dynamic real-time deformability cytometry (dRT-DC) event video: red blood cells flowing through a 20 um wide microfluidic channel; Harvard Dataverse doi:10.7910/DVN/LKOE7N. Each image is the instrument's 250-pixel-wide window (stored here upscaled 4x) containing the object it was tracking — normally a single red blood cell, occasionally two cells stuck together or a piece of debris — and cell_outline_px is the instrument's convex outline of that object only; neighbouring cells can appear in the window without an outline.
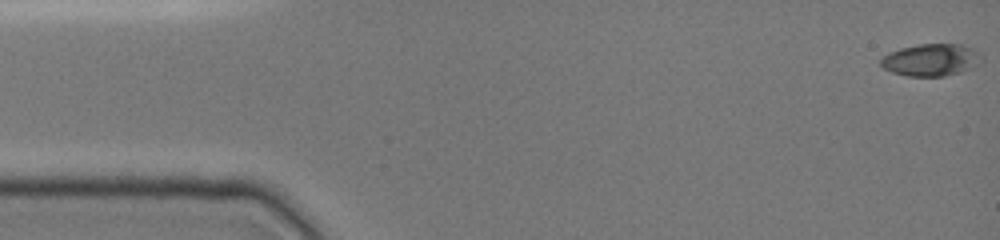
{"species": "common noctule bat (a hibernating species)", "species_latin": "Nyctalus noctula", "temperature_condition": "cold", "stored_images_in_passage": 48, "camera_frame_rate_fps": 3000, "um_per_image_px": 0.085, "animal": {"sex": "female", "body_mass_g": 19.0, "forearm_length_mm": 51.5}, "frame": {"image": 1, "passage_image": 1, "time_ms": 0.0, "image_size_px": [1000, 240], "cell_outline_px": [[984, 60], [980, 64], [972, 68], [960, 72], [944, 76], [908, 76], [892, 72], [884, 68], [880, 64], [880, 60], [888, 52], [900, 48], [920, 44], [960, 44], [972, 48], [984, 56]], "centroid_in_image_um": [79.18, 5.09], "position_along_channel_um": 5.8, "area_um2": 19.07}}
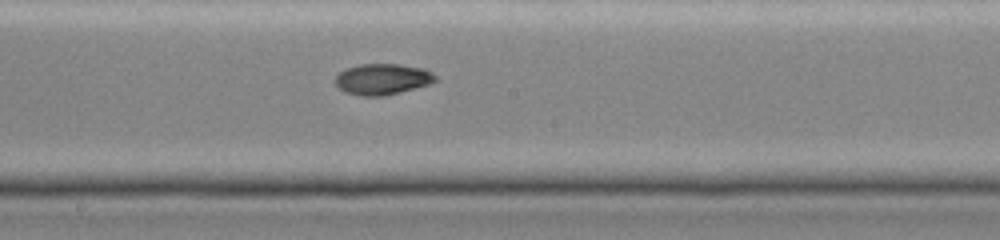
{"frame": {"image": 2, "passage_image": 26, "time_ms": 8.333, "image_size_px": [1000, 240], "cell_outline_px": [[436, 80], [428, 84], [400, 92], [384, 96], [360, 96], [344, 92], [336, 84], [336, 76], [340, 72], [348, 68], [360, 64], [400, 64], [424, 68], [432, 72], [436, 76]], "centroid_in_image_um": [32.51, 6.73], "position_along_channel_um": 215.7, "area_um2": 17.98}}
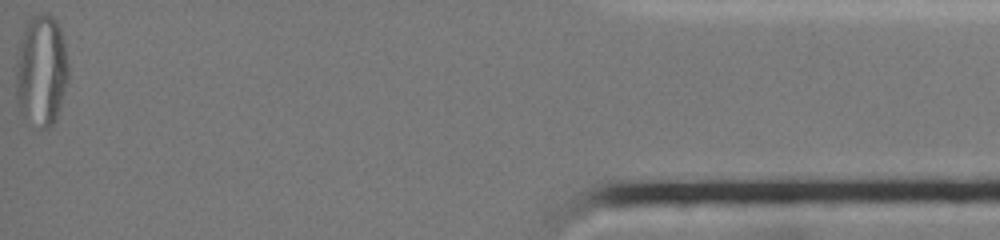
{"frame": {"image": 3, "passage_image": 48, "time_ms": 15.667, "image_size_px": [1000, 240], "cell_outline_px": [[68, 80], [56, 120], [48, 128], [40, 128], [24, 116], [20, 112], [16, 104], [16, 52], [24, 24], [36, 12], [48, 12], [56, 20], [60, 28], [68, 60]], "centroid_in_image_um": [3.49, 5.95], "position_along_channel_um": 431.7, "area_um2": 34.8}, "authors_computed_cell_mechanics": {"area_um2": 18.1492, "velocity_mm_per_s": 4.0209, "shape_relaxation_time_tau1_ms": null, "shape_relaxation_time_tau2_ms": 3.5794, "deformation_change_tau1": null, "deformation_change_tau2": 0.0727}}